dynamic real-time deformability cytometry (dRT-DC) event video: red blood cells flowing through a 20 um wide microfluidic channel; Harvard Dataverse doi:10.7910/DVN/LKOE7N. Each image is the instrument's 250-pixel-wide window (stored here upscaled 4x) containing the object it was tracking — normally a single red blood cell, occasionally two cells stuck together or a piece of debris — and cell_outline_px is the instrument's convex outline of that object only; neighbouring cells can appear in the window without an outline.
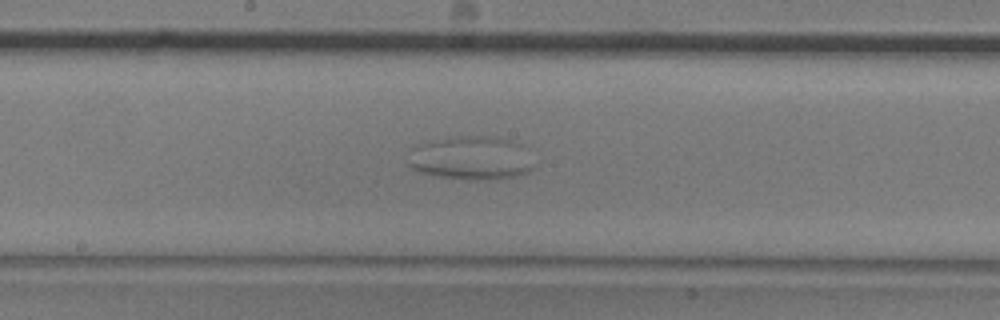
{"species": "common noctule bat (a hibernating species)", "species_latin": "Nyctalus noctula", "temperature_condition": "room temperature", "stored_images_in_passage": 59, "camera_frame_rate_fps": 3000, "um_per_image_px": 0.085, "animal": {"sex": "male", "body_mass_g": 20.5, "forearm_length_mm": 52.5}, "frame": {"image": 1, "passage_image": 31, "time_ms": 10.0, "image_size_px": [1000, 320], "cell_outline_px": [[532, 168], [528, 172], [512, 176], [480, 180], [476, 180], [440, 176], [420, 172], [412, 168], [408, 164], [412, 148], [416, 144], [432, 140], [460, 136], [496, 136], [520, 144]], "centroid_in_image_um": [39.95, 13.42], "position_along_channel_um": 208.2, "area_um2": 31.21}}